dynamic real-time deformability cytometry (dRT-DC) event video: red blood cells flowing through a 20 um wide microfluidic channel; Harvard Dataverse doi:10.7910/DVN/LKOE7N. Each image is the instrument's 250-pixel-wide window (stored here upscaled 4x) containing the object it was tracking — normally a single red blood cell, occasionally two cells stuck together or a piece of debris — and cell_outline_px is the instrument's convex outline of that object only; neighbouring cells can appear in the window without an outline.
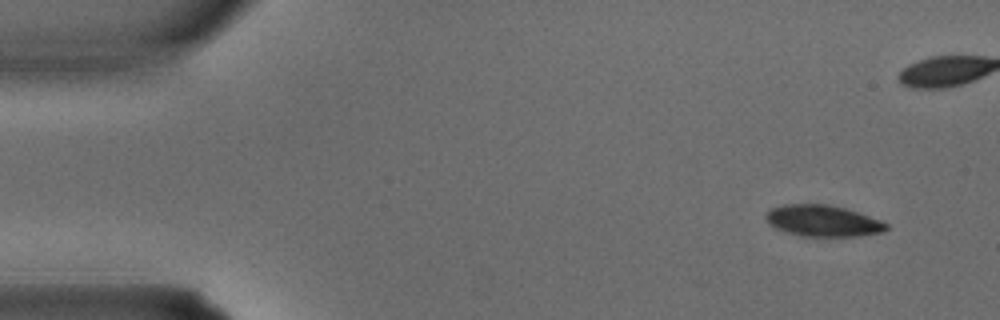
{"species": "common noctule bat (a hibernating species)", "species_latin": "Nyctalus noctula", "temperature_condition": "warm", "stored_images_in_passage": 5, "camera_frame_rate_fps": 3000, "um_per_image_px": 0.085, "animal": {"sex": "male", "body_mass_g": 15.6}, "frame": {"image": 1, "passage_image": 1, "time_ms": 0.0, "image_size_px": [1000, 320], "cell_outline_px": [[888, 228], [884, 232], [860, 236], [800, 236], [776, 228], [768, 224], [764, 216], [772, 208], [784, 204], [828, 204], [844, 208], [880, 220], [888, 224]], "centroid_in_image_um": [69.94, 18.77], "position_along_channel_um": 15.1, "area_um2": 21.91}}
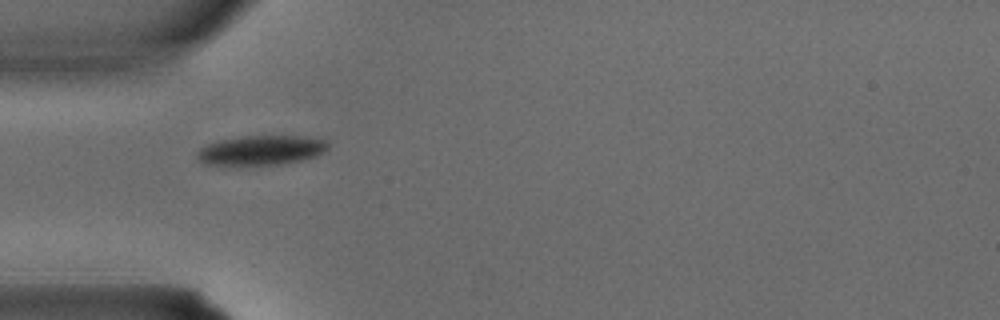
{"frame": {"image": 2, "passage_image": 4, "time_ms": 1.0, "image_size_px": [1000, 320], "cell_outline_px": [[328, 148], [324, 152], [316, 156], [300, 160], [280, 164], [204, 164], [196, 156], [196, 152], [200, 148], [208, 144], [220, 140], [244, 136], [296, 136], [324, 140], [328, 144]], "centroid_in_image_um": [22.18, 12.76], "position_along_channel_um": 62.8, "area_um2": 22.08}}